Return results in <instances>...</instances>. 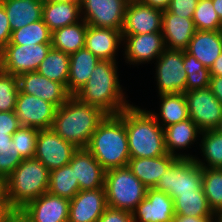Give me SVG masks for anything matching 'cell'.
Returning <instances> with one entry per match:
<instances>
[{
	"instance_id": "cell-1",
	"label": "cell",
	"mask_w": 222,
	"mask_h": 222,
	"mask_svg": "<svg viewBox=\"0 0 222 222\" xmlns=\"http://www.w3.org/2000/svg\"><path fill=\"white\" fill-rule=\"evenodd\" d=\"M116 62L100 60L87 83L74 96L81 102L101 109L107 115L119 114L132 105L124 96Z\"/></svg>"
},
{
	"instance_id": "cell-2",
	"label": "cell",
	"mask_w": 222,
	"mask_h": 222,
	"mask_svg": "<svg viewBox=\"0 0 222 222\" xmlns=\"http://www.w3.org/2000/svg\"><path fill=\"white\" fill-rule=\"evenodd\" d=\"M101 109L71 95L56 109L52 129L76 148H86L100 122L106 117Z\"/></svg>"
},
{
	"instance_id": "cell-3",
	"label": "cell",
	"mask_w": 222,
	"mask_h": 222,
	"mask_svg": "<svg viewBox=\"0 0 222 222\" xmlns=\"http://www.w3.org/2000/svg\"><path fill=\"white\" fill-rule=\"evenodd\" d=\"M86 149L105 171L128 165L130 153L123 110L119 114L106 115L91 136Z\"/></svg>"
},
{
	"instance_id": "cell-4",
	"label": "cell",
	"mask_w": 222,
	"mask_h": 222,
	"mask_svg": "<svg viewBox=\"0 0 222 222\" xmlns=\"http://www.w3.org/2000/svg\"><path fill=\"white\" fill-rule=\"evenodd\" d=\"M130 158H152L167 154L164 129L148 110L130 105L123 110Z\"/></svg>"
},
{
	"instance_id": "cell-5",
	"label": "cell",
	"mask_w": 222,
	"mask_h": 222,
	"mask_svg": "<svg viewBox=\"0 0 222 222\" xmlns=\"http://www.w3.org/2000/svg\"><path fill=\"white\" fill-rule=\"evenodd\" d=\"M50 171L36 158L24 159L8 177V196L14 209L47 193Z\"/></svg>"
},
{
	"instance_id": "cell-6",
	"label": "cell",
	"mask_w": 222,
	"mask_h": 222,
	"mask_svg": "<svg viewBox=\"0 0 222 222\" xmlns=\"http://www.w3.org/2000/svg\"><path fill=\"white\" fill-rule=\"evenodd\" d=\"M107 206L133 212L146 197L147 187L128 166L105 171Z\"/></svg>"
},
{
	"instance_id": "cell-7",
	"label": "cell",
	"mask_w": 222,
	"mask_h": 222,
	"mask_svg": "<svg viewBox=\"0 0 222 222\" xmlns=\"http://www.w3.org/2000/svg\"><path fill=\"white\" fill-rule=\"evenodd\" d=\"M202 187V167L194 160L177 158L160 177L155 189L169 195L194 193Z\"/></svg>"
},
{
	"instance_id": "cell-8",
	"label": "cell",
	"mask_w": 222,
	"mask_h": 222,
	"mask_svg": "<svg viewBox=\"0 0 222 222\" xmlns=\"http://www.w3.org/2000/svg\"><path fill=\"white\" fill-rule=\"evenodd\" d=\"M51 48L52 43L7 44L0 51V69L15 76L26 72H36Z\"/></svg>"
},
{
	"instance_id": "cell-9",
	"label": "cell",
	"mask_w": 222,
	"mask_h": 222,
	"mask_svg": "<svg viewBox=\"0 0 222 222\" xmlns=\"http://www.w3.org/2000/svg\"><path fill=\"white\" fill-rule=\"evenodd\" d=\"M184 50L165 49L156 59V82L158 94L185 93L187 73L183 64Z\"/></svg>"
},
{
	"instance_id": "cell-10",
	"label": "cell",
	"mask_w": 222,
	"mask_h": 222,
	"mask_svg": "<svg viewBox=\"0 0 222 222\" xmlns=\"http://www.w3.org/2000/svg\"><path fill=\"white\" fill-rule=\"evenodd\" d=\"M129 0H80L81 17L87 25L122 30Z\"/></svg>"
},
{
	"instance_id": "cell-11",
	"label": "cell",
	"mask_w": 222,
	"mask_h": 222,
	"mask_svg": "<svg viewBox=\"0 0 222 222\" xmlns=\"http://www.w3.org/2000/svg\"><path fill=\"white\" fill-rule=\"evenodd\" d=\"M189 118L201 131L214 130L222 118V104L209 87L184 93Z\"/></svg>"
},
{
	"instance_id": "cell-12",
	"label": "cell",
	"mask_w": 222,
	"mask_h": 222,
	"mask_svg": "<svg viewBox=\"0 0 222 222\" xmlns=\"http://www.w3.org/2000/svg\"><path fill=\"white\" fill-rule=\"evenodd\" d=\"M78 148L65 141L52 128L39 130L34 158L49 171L69 164Z\"/></svg>"
},
{
	"instance_id": "cell-13",
	"label": "cell",
	"mask_w": 222,
	"mask_h": 222,
	"mask_svg": "<svg viewBox=\"0 0 222 222\" xmlns=\"http://www.w3.org/2000/svg\"><path fill=\"white\" fill-rule=\"evenodd\" d=\"M57 107L34 95L18 92L15 113L21 126L52 128Z\"/></svg>"
},
{
	"instance_id": "cell-14",
	"label": "cell",
	"mask_w": 222,
	"mask_h": 222,
	"mask_svg": "<svg viewBox=\"0 0 222 222\" xmlns=\"http://www.w3.org/2000/svg\"><path fill=\"white\" fill-rule=\"evenodd\" d=\"M163 11L129 0L125 10L122 35L148 34L162 31Z\"/></svg>"
},
{
	"instance_id": "cell-15",
	"label": "cell",
	"mask_w": 222,
	"mask_h": 222,
	"mask_svg": "<svg viewBox=\"0 0 222 222\" xmlns=\"http://www.w3.org/2000/svg\"><path fill=\"white\" fill-rule=\"evenodd\" d=\"M126 63L139 65L157 59L166 49L162 32L122 35Z\"/></svg>"
},
{
	"instance_id": "cell-16",
	"label": "cell",
	"mask_w": 222,
	"mask_h": 222,
	"mask_svg": "<svg viewBox=\"0 0 222 222\" xmlns=\"http://www.w3.org/2000/svg\"><path fill=\"white\" fill-rule=\"evenodd\" d=\"M17 78L20 92L34 95L54 104L57 108L71 96L61 83L52 81L37 72H26Z\"/></svg>"
},
{
	"instance_id": "cell-17",
	"label": "cell",
	"mask_w": 222,
	"mask_h": 222,
	"mask_svg": "<svg viewBox=\"0 0 222 222\" xmlns=\"http://www.w3.org/2000/svg\"><path fill=\"white\" fill-rule=\"evenodd\" d=\"M106 207L105 188L79 191L70 200L68 222H97Z\"/></svg>"
},
{
	"instance_id": "cell-18",
	"label": "cell",
	"mask_w": 222,
	"mask_h": 222,
	"mask_svg": "<svg viewBox=\"0 0 222 222\" xmlns=\"http://www.w3.org/2000/svg\"><path fill=\"white\" fill-rule=\"evenodd\" d=\"M132 214L134 222H173V199L162 191L148 188L146 197Z\"/></svg>"
},
{
	"instance_id": "cell-19",
	"label": "cell",
	"mask_w": 222,
	"mask_h": 222,
	"mask_svg": "<svg viewBox=\"0 0 222 222\" xmlns=\"http://www.w3.org/2000/svg\"><path fill=\"white\" fill-rule=\"evenodd\" d=\"M70 200L44 193L28 202L22 210L31 222H68Z\"/></svg>"
},
{
	"instance_id": "cell-20",
	"label": "cell",
	"mask_w": 222,
	"mask_h": 222,
	"mask_svg": "<svg viewBox=\"0 0 222 222\" xmlns=\"http://www.w3.org/2000/svg\"><path fill=\"white\" fill-rule=\"evenodd\" d=\"M69 165L78 179L80 191L104 188L105 170L86 148L77 149Z\"/></svg>"
},
{
	"instance_id": "cell-21",
	"label": "cell",
	"mask_w": 222,
	"mask_h": 222,
	"mask_svg": "<svg viewBox=\"0 0 222 222\" xmlns=\"http://www.w3.org/2000/svg\"><path fill=\"white\" fill-rule=\"evenodd\" d=\"M121 43H123L122 30L87 26L85 48L99 60L116 61V53Z\"/></svg>"
},
{
	"instance_id": "cell-22",
	"label": "cell",
	"mask_w": 222,
	"mask_h": 222,
	"mask_svg": "<svg viewBox=\"0 0 222 222\" xmlns=\"http://www.w3.org/2000/svg\"><path fill=\"white\" fill-rule=\"evenodd\" d=\"M162 35L166 49L186 50L196 28L193 18L179 17L168 10L163 11Z\"/></svg>"
},
{
	"instance_id": "cell-23",
	"label": "cell",
	"mask_w": 222,
	"mask_h": 222,
	"mask_svg": "<svg viewBox=\"0 0 222 222\" xmlns=\"http://www.w3.org/2000/svg\"><path fill=\"white\" fill-rule=\"evenodd\" d=\"M201 135V130L190 119L180 121L164 128L165 148L168 154L174 155L177 158L194 159L195 156L177 153L179 150H186L192 146L198 137ZM176 150V151H175ZM190 155V156H189Z\"/></svg>"
},
{
	"instance_id": "cell-24",
	"label": "cell",
	"mask_w": 222,
	"mask_h": 222,
	"mask_svg": "<svg viewBox=\"0 0 222 222\" xmlns=\"http://www.w3.org/2000/svg\"><path fill=\"white\" fill-rule=\"evenodd\" d=\"M176 159V156L168 153L152 158H130L127 166L147 188H155L160 177Z\"/></svg>"
},
{
	"instance_id": "cell-25",
	"label": "cell",
	"mask_w": 222,
	"mask_h": 222,
	"mask_svg": "<svg viewBox=\"0 0 222 222\" xmlns=\"http://www.w3.org/2000/svg\"><path fill=\"white\" fill-rule=\"evenodd\" d=\"M186 51L210 70L214 61L222 53V30H196Z\"/></svg>"
},
{
	"instance_id": "cell-26",
	"label": "cell",
	"mask_w": 222,
	"mask_h": 222,
	"mask_svg": "<svg viewBox=\"0 0 222 222\" xmlns=\"http://www.w3.org/2000/svg\"><path fill=\"white\" fill-rule=\"evenodd\" d=\"M100 60L87 48L70 54L67 91L75 95L89 80L91 72Z\"/></svg>"
},
{
	"instance_id": "cell-27",
	"label": "cell",
	"mask_w": 222,
	"mask_h": 222,
	"mask_svg": "<svg viewBox=\"0 0 222 222\" xmlns=\"http://www.w3.org/2000/svg\"><path fill=\"white\" fill-rule=\"evenodd\" d=\"M6 11L12 31L42 20L44 1L39 0H0Z\"/></svg>"
},
{
	"instance_id": "cell-28",
	"label": "cell",
	"mask_w": 222,
	"mask_h": 222,
	"mask_svg": "<svg viewBox=\"0 0 222 222\" xmlns=\"http://www.w3.org/2000/svg\"><path fill=\"white\" fill-rule=\"evenodd\" d=\"M82 19L80 2H54L44 0L42 20L54 32Z\"/></svg>"
},
{
	"instance_id": "cell-29",
	"label": "cell",
	"mask_w": 222,
	"mask_h": 222,
	"mask_svg": "<svg viewBox=\"0 0 222 222\" xmlns=\"http://www.w3.org/2000/svg\"><path fill=\"white\" fill-rule=\"evenodd\" d=\"M159 96L161 100L160 113L157 114L154 111L149 112L163 129L189 118L188 106L184 93L162 94Z\"/></svg>"
},
{
	"instance_id": "cell-30",
	"label": "cell",
	"mask_w": 222,
	"mask_h": 222,
	"mask_svg": "<svg viewBox=\"0 0 222 222\" xmlns=\"http://www.w3.org/2000/svg\"><path fill=\"white\" fill-rule=\"evenodd\" d=\"M87 24L83 19L52 32V48L72 54L85 47Z\"/></svg>"
},
{
	"instance_id": "cell-31",
	"label": "cell",
	"mask_w": 222,
	"mask_h": 222,
	"mask_svg": "<svg viewBox=\"0 0 222 222\" xmlns=\"http://www.w3.org/2000/svg\"><path fill=\"white\" fill-rule=\"evenodd\" d=\"M70 55L51 48L36 72L48 79L61 83L67 89Z\"/></svg>"
},
{
	"instance_id": "cell-32",
	"label": "cell",
	"mask_w": 222,
	"mask_h": 222,
	"mask_svg": "<svg viewBox=\"0 0 222 222\" xmlns=\"http://www.w3.org/2000/svg\"><path fill=\"white\" fill-rule=\"evenodd\" d=\"M174 212L177 215L193 217H214L203 187L194 193L177 194L173 198Z\"/></svg>"
},
{
	"instance_id": "cell-33",
	"label": "cell",
	"mask_w": 222,
	"mask_h": 222,
	"mask_svg": "<svg viewBox=\"0 0 222 222\" xmlns=\"http://www.w3.org/2000/svg\"><path fill=\"white\" fill-rule=\"evenodd\" d=\"M79 191L78 179L69 164L50 171L48 193L71 200Z\"/></svg>"
},
{
	"instance_id": "cell-34",
	"label": "cell",
	"mask_w": 222,
	"mask_h": 222,
	"mask_svg": "<svg viewBox=\"0 0 222 222\" xmlns=\"http://www.w3.org/2000/svg\"><path fill=\"white\" fill-rule=\"evenodd\" d=\"M201 142L199 144L203 158L197 157L194 160L202 168H219L222 169V135L215 130L201 131ZM207 163H205V162Z\"/></svg>"
},
{
	"instance_id": "cell-35",
	"label": "cell",
	"mask_w": 222,
	"mask_h": 222,
	"mask_svg": "<svg viewBox=\"0 0 222 222\" xmlns=\"http://www.w3.org/2000/svg\"><path fill=\"white\" fill-rule=\"evenodd\" d=\"M43 43H52V32L43 20H39L12 31L8 44L33 45Z\"/></svg>"
},
{
	"instance_id": "cell-36",
	"label": "cell",
	"mask_w": 222,
	"mask_h": 222,
	"mask_svg": "<svg viewBox=\"0 0 222 222\" xmlns=\"http://www.w3.org/2000/svg\"><path fill=\"white\" fill-rule=\"evenodd\" d=\"M202 187L213 213L222 210V169L202 168Z\"/></svg>"
},
{
	"instance_id": "cell-37",
	"label": "cell",
	"mask_w": 222,
	"mask_h": 222,
	"mask_svg": "<svg viewBox=\"0 0 222 222\" xmlns=\"http://www.w3.org/2000/svg\"><path fill=\"white\" fill-rule=\"evenodd\" d=\"M183 64L187 73L185 92L209 87L210 70L184 50Z\"/></svg>"
},
{
	"instance_id": "cell-38",
	"label": "cell",
	"mask_w": 222,
	"mask_h": 222,
	"mask_svg": "<svg viewBox=\"0 0 222 222\" xmlns=\"http://www.w3.org/2000/svg\"><path fill=\"white\" fill-rule=\"evenodd\" d=\"M193 22L196 30L220 31L222 21L214 10L212 0H199L194 11Z\"/></svg>"
},
{
	"instance_id": "cell-39",
	"label": "cell",
	"mask_w": 222,
	"mask_h": 222,
	"mask_svg": "<svg viewBox=\"0 0 222 222\" xmlns=\"http://www.w3.org/2000/svg\"><path fill=\"white\" fill-rule=\"evenodd\" d=\"M23 160L12 135L0 136V175L8 178Z\"/></svg>"
},
{
	"instance_id": "cell-40",
	"label": "cell",
	"mask_w": 222,
	"mask_h": 222,
	"mask_svg": "<svg viewBox=\"0 0 222 222\" xmlns=\"http://www.w3.org/2000/svg\"><path fill=\"white\" fill-rule=\"evenodd\" d=\"M18 92L17 76L0 69V112L15 111Z\"/></svg>"
},
{
	"instance_id": "cell-41",
	"label": "cell",
	"mask_w": 222,
	"mask_h": 222,
	"mask_svg": "<svg viewBox=\"0 0 222 222\" xmlns=\"http://www.w3.org/2000/svg\"><path fill=\"white\" fill-rule=\"evenodd\" d=\"M39 129L28 126H20L12 135L19 154L23 159L34 158Z\"/></svg>"
},
{
	"instance_id": "cell-42",
	"label": "cell",
	"mask_w": 222,
	"mask_h": 222,
	"mask_svg": "<svg viewBox=\"0 0 222 222\" xmlns=\"http://www.w3.org/2000/svg\"><path fill=\"white\" fill-rule=\"evenodd\" d=\"M199 0H171L168 11L184 18H193Z\"/></svg>"
},
{
	"instance_id": "cell-43",
	"label": "cell",
	"mask_w": 222,
	"mask_h": 222,
	"mask_svg": "<svg viewBox=\"0 0 222 222\" xmlns=\"http://www.w3.org/2000/svg\"><path fill=\"white\" fill-rule=\"evenodd\" d=\"M20 126L15 111L0 112V136L13 135Z\"/></svg>"
},
{
	"instance_id": "cell-44",
	"label": "cell",
	"mask_w": 222,
	"mask_h": 222,
	"mask_svg": "<svg viewBox=\"0 0 222 222\" xmlns=\"http://www.w3.org/2000/svg\"><path fill=\"white\" fill-rule=\"evenodd\" d=\"M97 222H134L132 212L107 206Z\"/></svg>"
},
{
	"instance_id": "cell-45",
	"label": "cell",
	"mask_w": 222,
	"mask_h": 222,
	"mask_svg": "<svg viewBox=\"0 0 222 222\" xmlns=\"http://www.w3.org/2000/svg\"><path fill=\"white\" fill-rule=\"evenodd\" d=\"M11 32L6 11L0 3V51L9 43Z\"/></svg>"
},
{
	"instance_id": "cell-46",
	"label": "cell",
	"mask_w": 222,
	"mask_h": 222,
	"mask_svg": "<svg viewBox=\"0 0 222 222\" xmlns=\"http://www.w3.org/2000/svg\"><path fill=\"white\" fill-rule=\"evenodd\" d=\"M209 88L222 104V76H210Z\"/></svg>"
},
{
	"instance_id": "cell-47",
	"label": "cell",
	"mask_w": 222,
	"mask_h": 222,
	"mask_svg": "<svg viewBox=\"0 0 222 222\" xmlns=\"http://www.w3.org/2000/svg\"><path fill=\"white\" fill-rule=\"evenodd\" d=\"M4 222H31V219L22 209H13L7 214Z\"/></svg>"
},
{
	"instance_id": "cell-48",
	"label": "cell",
	"mask_w": 222,
	"mask_h": 222,
	"mask_svg": "<svg viewBox=\"0 0 222 222\" xmlns=\"http://www.w3.org/2000/svg\"><path fill=\"white\" fill-rule=\"evenodd\" d=\"M0 205H11L8 196V178L0 175Z\"/></svg>"
},
{
	"instance_id": "cell-49",
	"label": "cell",
	"mask_w": 222,
	"mask_h": 222,
	"mask_svg": "<svg viewBox=\"0 0 222 222\" xmlns=\"http://www.w3.org/2000/svg\"><path fill=\"white\" fill-rule=\"evenodd\" d=\"M173 222H214V217H193L175 214Z\"/></svg>"
},
{
	"instance_id": "cell-50",
	"label": "cell",
	"mask_w": 222,
	"mask_h": 222,
	"mask_svg": "<svg viewBox=\"0 0 222 222\" xmlns=\"http://www.w3.org/2000/svg\"><path fill=\"white\" fill-rule=\"evenodd\" d=\"M139 2L162 11L167 10L171 0H138Z\"/></svg>"
},
{
	"instance_id": "cell-51",
	"label": "cell",
	"mask_w": 222,
	"mask_h": 222,
	"mask_svg": "<svg viewBox=\"0 0 222 222\" xmlns=\"http://www.w3.org/2000/svg\"><path fill=\"white\" fill-rule=\"evenodd\" d=\"M210 76H222V53L218 56L210 68Z\"/></svg>"
},
{
	"instance_id": "cell-52",
	"label": "cell",
	"mask_w": 222,
	"mask_h": 222,
	"mask_svg": "<svg viewBox=\"0 0 222 222\" xmlns=\"http://www.w3.org/2000/svg\"><path fill=\"white\" fill-rule=\"evenodd\" d=\"M13 209L11 205H0V222H4L7 214Z\"/></svg>"
},
{
	"instance_id": "cell-53",
	"label": "cell",
	"mask_w": 222,
	"mask_h": 222,
	"mask_svg": "<svg viewBox=\"0 0 222 222\" xmlns=\"http://www.w3.org/2000/svg\"><path fill=\"white\" fill-rule=\"evenodd\" d=\"M212 4L214 6V10L222 21V0H212Z\"/></svg>"
},
{
	"instance_id": "cell-54",
	"label": "cell",
	"mask_w": 222,
	"mask_h": 222,
	"mask_svg": "<svg viewBox=\"0 0 222 222\" xmlns=\"http://www.w3.org/2000/svg\"><path fill=\"white\" fill-rule=\"evenodd\" d=\"M214 222H222V210L214 214Z\"/></svg>"
},
{
	"instance_id": "cell-55",
	"label": "cell",
	"mask_w": 222,
	"mask_h": 222,
	"mask_svg": "<svg viewBox=\"0 0 222 222\" xmlns=\"http://www.w3.org/2000/svg\"><path fill=\"white\" fill-rule=\"evenodd\" d=\"M214 130L222 135V118L220 119L218 126Z\"/></svg>"
},
{
	"instance_id": "cell-56",
	"label": "cell",
	"mask_w": 222,
	"mask_h": 222,
	"mask_svg": "<svg viewBox=\"0 0 222 222\" xmlns=\"http://www.w3.org/2000/svg\"><path fill=\"white\" fill-rule=\"evenodd\" d=\"M47 1H54V2H80V0H47Z\"/></svg>"
}]
</instances>
